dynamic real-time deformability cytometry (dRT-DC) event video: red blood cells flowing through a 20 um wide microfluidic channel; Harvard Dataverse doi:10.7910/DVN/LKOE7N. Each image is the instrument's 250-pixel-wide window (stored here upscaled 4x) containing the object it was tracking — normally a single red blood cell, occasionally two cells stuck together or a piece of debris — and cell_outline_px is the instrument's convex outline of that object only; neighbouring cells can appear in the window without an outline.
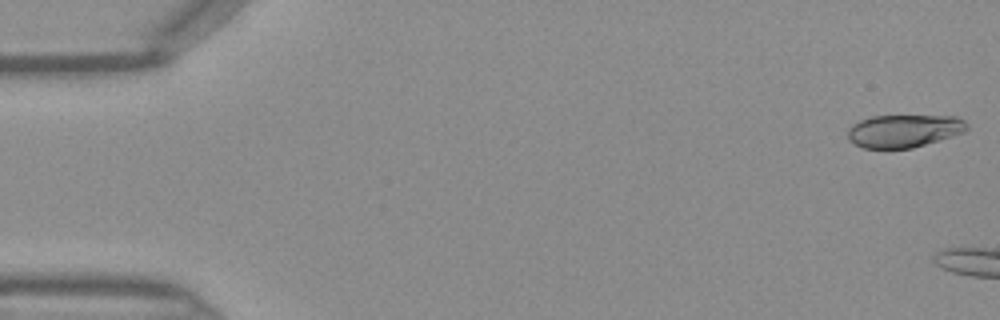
{"species": "Egyptian fruit bat (a non-hibernating species)", "species_latin": "Rousettus aegyptiacus", "temperature_condition": "warm", "stored_images_in_passage": 17, "camera_frame_rate_fps": 3000, "um_per_image_px": 0.085, "frame": {"image": 1, "passage_image": 1, "time_ms": 0.0, "image_size_px": [1000, 320], "cell_outline_px": [[968, 128], [964, 132], [912, 148], [864, 148], [848, 140], [848, 128], [852, 124], [860, 120], [872, 116], [956, 116], [964, 120], [968, 124]], "centroid_in_image_um": [76.82, 11.12], "position_along_channel_um": 8.2, "area_um2": 22.66}}
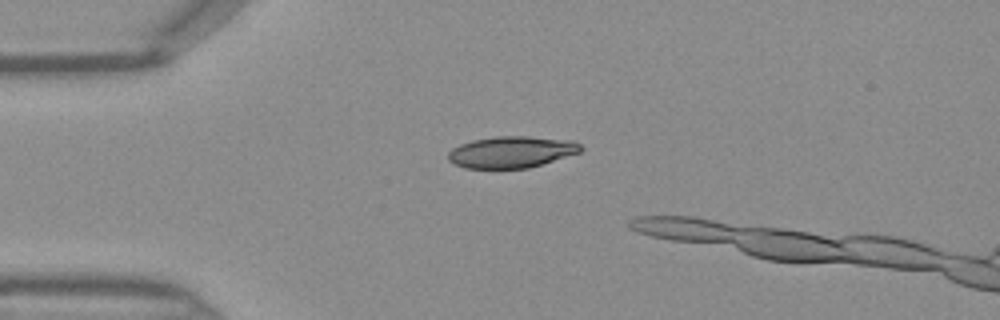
{"frame": {"image": 2, "passage_image": 11, "time_ms": 3.333, "image_size_px": [1000, 320], "cell_outline_px": [[584, 148], [580, 152], [528, 168], [464, 168], [448, 160], [448, 152], [452, 148], [460, 144], [472, 140], [496, 136], [528, 136], [572, 140], [580, 144]], "centroid_in_image_um": [43.47, 12.91], "position_along_channel_um": 41.5, "area_um2": 24.33}}
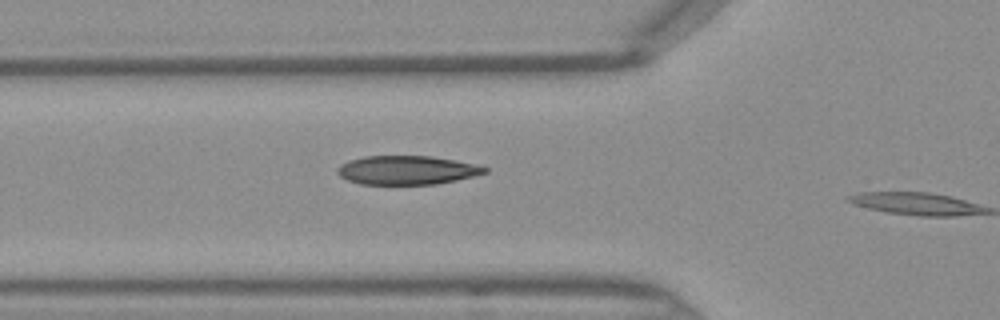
{"frame": {"image": 3, "passage_image": 16, "time_ms": 5.0, "image_size_px": [1000, 320], "cell_outline_px": [[488, 172], [456, 180], [436, 184], [360, 184], [348, 180], [340, 176], [336, 172], [336, 168], [340, 164], [348, 160], [364, 156], [432, 156], [476, 164], [488, 168]], "centroid_in_image_um": [34.55, 14.45], "position_along_channel_um": 91.2, "area_um2": 24.8}}